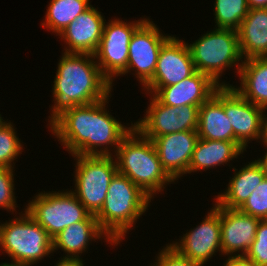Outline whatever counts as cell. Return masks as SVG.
Masks as SVG:
<instances>
[{"label":"cell","instance_id":"e575fe53","mask_svg":"<svg viewBox=\"0 0 267 266\" xmlns=\"http://www.w3.org/2000/svg\"><path fill=\"white\" fill-rule=\"evenodd\" d=\"M260 144H263L265 146L266 152L265 155L263 154L262 157L258 158L257 161L265 168L267 171V139H262Z\"/></svg>","mask_w":267,"mask_h":266},{"label":"cell","instance_id":"603a6c76","mask_svg":"<svg viewBox=\"0 0 267 266\" xmlns=\"http://www.w3.org/2000/svg\"><path fill=\"white\" fill-rule=\"evenodd\" d=\"M243 150L231 141H215L199 138L188 168V174L228 165L243 154Z\"/></svg>","mask_w":267,"mask_h":266},{"label":"cell","instance_id":"1f68e13d","mask_svg":"<svg viewBox=\"0 0 267 266\" xmlns=\"http://www.w3.org/2000/svg\"><path fill=\"white\" fill-rule=\"evenodd\" d=\"M223 266H257L251 259L245 255L228 256Z\"/></svg>","mask_w":267,"mask_h":266},{"label":"cell","instance_id":"4316f807","mask_svg":"<svg viewBox=\"0 0 267 266\" xmlns=\"http://www.w3.org/2000/svg\"><path fill=\"white\" fill-rule=\"evenodd\" d=\"M14 127L8 119L0 126V167L14 168V161L23 152V142Z\"/></svg>","mask_w":267,"mask_h":266},{"label":"cell","instance_id":"7402d4cb","mask_svg":"<svg viewBox=\"0 0 267 266\" xmlns=\"http://www.w3.org/2000/svg\"><path fill=\"white\" fill-rule=\"evenodd\" d=\"M238 37L244 60L267 57V8L249 9Z\"/></svg>","mask_w":267,"mask_h":266},{"label":"cell","instance_id":"7a4b0ae2","mask_svg":"<svg viewBox=\"0 0 267 266\" xmlns=\"http://www.w3.org/2000/svg\"><path fill=\"white\" fill-rule=\"evenodd\" d=\"M57 65L50 108V125L65 110L105 99L113 90L102 75L94 55L63 52Z\"/></svg>","mask_w":267,"mask_h":266},{"label":"cell","instance_id":"30bf717a","mask_svg":"<svg viewBox=\"0 0 267 266\" xmlns=\"http://www.w3.org/2000/svg\"><path fill=\"white\" fill-rule=\"evenodd\" d=\"M150 97L143 119L134 122V128L143 137L153 140L169 133L197 131L199 106H169L162 104L154 95Z\"/></svg>","mask_w":267,"mask_h":266},{"label":"cell","instance_id":"484cf974","mask_svg":"<svg viewBox=\"0 0 267 266\" xmlns=\"http://www.w3.org/2000/svg\"><path fill=\"white\" fill-rule=\"evenodd\" d=\"M215 27L238 31L249 12L247 0H215Z\"/></svg>","mask_w":267,"mask_h":266},{"label":"cell","instance_id":"52a82bcc","mask_svg":"<svg viewBox=\"0 0 267 266\" xmlns=\"http://www.w3.org/2000/svg\"><path fill=\"white\" fill-rule=\"evenodd\" d=\"M71 156L76 160L75 189L71 191L91 214L96 215L103 207L111 179L118 172L116 160L114 156Z\"/></svg>","mask_w":267,"mask_h":266},{"label":"cell","instance_id":"277c9868","mask_svg":"<svg viewBox=\"0 0 267 266\" xmlns=\"http://www.w3.org/2000/svg\"><path fill=\"white\" fill-rule=\"evenodd\" d=\"M151 198L127 176L111 179L101 210L95 215L100 228L118 246L150 206Z\"/></svg>","mask_w":267,"mask_h":266},{"label":"cell","instance_id":"d590c367","mask_svg":"<svg viewBox=\"0 0 267 266\" xmlns=\"http://www.w3.org/2000/svg\"><path fill=\"white\" fill-rule=\"evenodd\" d=\"M263 139H267V114L266 110L263 112Z\"/></svg>","mask_w":267,"mask_h":266},{"label":"cell","instance_id":"2e32d148","mask_svg":"<svg viewBox=\"0 0 267 266\" xmlns=\"http://www.w3.org/2000/svg\"><path fill=\"white\" fill-rule=\"evenodd\" d=\"M219 87L209 76L195 71L191 76L174 85L142 88L145 94L154 95L164 105L200 107Z\"/></svg>","mask_w":267,"mask_h":266},{"label":"cell","instance_id":"cb8c5ba5","mask_svg":"<svg viewBox=\"0 0 267 266\" xmlns=\"http://www.w3.org/2000/svg\"><path fill=\"white\" fill-rule=\"evenodd\" d=\"M238 77L240 85L232 87L246 100L267 111V57L245 59Z\"/></svg>","mask_w":267,"mask_h":266},{"label":"cell","instance_id":"d6986e66","mask_svg":"<svg viewBox=\"0 0 267 266\" xmlns=\"http://www.w3.org/2000/svg\"><path fill=\"white\" fill-rule=\"evenodd\" d=\"M97 239H104L108 244L117 246L100 228L95 215L90 214L84 221L66 227L53 238V252L61 249L65 253L62 258L82 259L81 254L87 252L90 243Z\"/></svg>","mask_w":267,"mask_h":266},{"label":"cell","instance_id":"9c48e42d","mask_svg":"<svg viewBox=\"0 0 267 266\" xmlns=\"http://www.w3.org/2000/svg\"><path fill=\"white\" fill-rule=\"evenodd\" d=\"M146 19L147 17H140L128 23L115 17L105 22L94 57L102 75L112 86H114L115 77L122 76L126 71L132 35Z\"/></svg>","mask_w":267,"mask_h":266},{"label":"cell","instance_id":"9a60e30c","mask_svg":"<svg viewBox=\"0 0 267 266\" xmlns=\"http://www.w3.org/2000/svg\"><path fill=\"white\" fill-rule=\"evenodd\" d=\"M220 211L221 250L224 256L245 255L255 239L261 219L213 204ZM237 253V254H236Z\"/></svg>","mask_w":267,"mask_h":266},{"label":"cell","instance_id":"ac0fdd59","mask_svg":"<svg viewBox=\"0 0 267 266\" xmlns=\"http://www.w3.org/2000/svg\"><path fill=\"white\" fill-rule=\"evenodd\" d=\"M106 19L92 5L74 19L58 36L65 42V53L94 55L98 49Z\"/></svg>","mask_w":267,"mask_h":266},{"label":"cell","instance_id":"ba28073f","mask_svg":"<svg viewBox=\"0 0 267 266\" xmlns=\"http://www.w3.org/2000/svg\"><path fill=\"white\" fill-rule=\"evenodd\" d=\"M26 204V212L53 239L70 225L84 221L91 213L68 189L38 192Z\"/></svg>","mask_w":267,"mask_h":266},{"label":"cell","instance_id":"74e56055","mask_svg":"<svg viewBox=\"0 0 267 266\" xmlns=\"http://www.w3.org/2000/svg\"><path fill=\"white\" fill-rule=\"evenodd\" d=\"M2 115L0 114V126L5 122V120L3 119L4 117H1Z\"/></svg>","mask_w":267,"mask_h":266},{"label":"cell","instance_id":"8fae6325","mask_svg":"<svg viewBox=\"0 0 267 266\" xmlns=\"http://www.w3.org/2000/svg\"><path fill=\"white\" fill-rule=\"evenodd\" d=\"M159 27L147 18L133 33L129 44L127 69L122 74L134 71V77L144 87L154 75L162 45L171 37L162 34Z\"/></svg>","mask_w":267,"mask_h":266},{"label":"cell","instance_id":"83f0119b","mask_svg":"<svg viewBox=\"0 0 267 266\" xmlns=\"http://www.w3.org/2000/svg\"><path fill=\"white\" fill-rule=\"evenodd\" d=\"M239 210L261 220L267 219V176Z\"/></svg>","mask_w":267,"mask_h":266},{"label":"cell","instance_id":"4fadbf2b","mask_svg":"<svg viewBox=\"0 0 267 266\" xmlns=\"http://www.w3.org/2000/svg\"><path fill=\"white\" fill-rule=\"evenodd\" d=\"M224 112L233 127L236 144L244 152L252 140L263 139L264 109L246 100L232 86H224Z\"/></svg>","mask_w":267,"mask_h":266},{"label":"cell","instance_id":"4dcf8cb0","mask_svg":"<svg viewBox=\"0 0 267 266\" xmlns=\"http://www.w3.org/2000/svg\"><path fill=\"white\" fill-rule=\"evenodd\" d=\"M166 246V247H165ZM155 256L154 264L150 266H201L199 263L194 262L187 257L181 255L169 243Z\"/></svg>","mask_w":267,"mask_h":266},{"label":"cell","instance_id":"8d00e7d4","mask_svg":"<svg viewBox=\"0 0 267 266\" xmlns=\"http://www.w3.org/2000/svg\"><path fill=\"white\" fill-rule=\"evenodd\" d=\"M0 266H31V265H26L22 263H16V262H11V263H1Z\"/></svg>","mask_w":267,"mask_h":266},{"label":"cell","instance_id":"5b68a950","mask_svg":"<svg viewBox=\"0 0 267 266\" xmlns=\"http://www.w3.org/2000/svg\"><path fill=\"white\" fill-rule=\"evenodd\" d=\"M187 46L196 71L209 76L218 86H232L220 79L233 66L238 75L243 64L238 31L213 28L191 44L187 42Z\"/></svg>","mask_w":267,"mask_h":266},{"label":"cell","instance_id":"d6a6232c","mask_svg":"<svg viewBox=\"0 0 267 266\" xmlns=\"http://www.w3.org/2000/svg\"><path fill=\"white\" fill-rule=\"evenodd\" d=\"M83 262V259L60 257L58 262H56L55 266H84L85 263Z\"/></svg>","mask_w":267,"mask_h":266},{"label":"cell","instance_id":"f546056e","mask_svg":"<svg viewBox=\"0 0 267 266\" xmlns=\"http://www.w3.org/2000/svg\"><path fill=\"white\" fill-rule=\"evenodd\" d=\"M245 256L257 266H267V219L260 220L255 239Z\"/></svg>","mask_w":267,"mask_h":266},{"label":"cell","instance_id":"836d02e7","mask_svg":"<svg viewBox=\"0 0 267 266\" xmlns=\"http://www.w3.org/2000/svg\"><path fill=\"white\" fill-rule=\"evenodd\" d=\"M249 9L267 8V0H247Z\"/></svg>","mask_w":267,"mask_h":266},{"label":"cell","instance_id":"3957f363","mask_svg":"<svg viewBox=\"0 0 267 266\" xmlns=\"http://www.w3.org/2000/svg\"><path fill=\"white\" fill-rule=\"evenodd\" d=\"M118 173L127 176L152 200L175 181L164 170L152 140L135 128L122 140L114 155Z\"/></svg>","mask_w":267,"mask_h":266},{"label":"cell","instance_id":"5bb4252c","mask_svg":"<svg viewBox=\"0 0 267 266\" xmlns=\"http://www.w3.org/2000/svg\"><path fill=\"white\" fill-rule=\"evenodd\" d=\"M195 71L187 43L171 35L160 49L153 78L144 87L174 85Z\"/></svg>","mask_w":267,"mask_h":266},{"label":"cell","instance_id":"7c38bea8","mask_svg":"<svg viewBox=\"0 0 267 266\" xmlns=\"http://www.w3.org/2000/svg\"><path fill=\"white\" fill-rule=\"evenodd\" d=\"M181 255L204 266L221 250L220 211L213 205L205 218L194 229L169 243ZM216 252V253H215Z\"/></svg>","mask_w":267,"mask_h":266},{"label":"cell","instance_id":"f1b7e54d","mask_svg":"<svg viewBox=\"0 0 267 266\" xmlns=\"http://www.w3.org/2000/svg\"><path fill=\"white\" fill-rule=\"evenodd\" d=\"M14 168L0 167V209L7 210L9 212L16 211L18 207L16 203V196L14 190Z\"/></svg>","mask_w":267,"mask_h":266},{"label":"cell","instance_id":"44dd1931","mask_svg":"<svg viewBox=\"0 0 267 266\" xmlns=\"http://www.w3.org/2000/svg\"><path fill=\"white\" fill-rule=\"evenodd\" d=\"M197 134L206 140L236 143L233 127L224 112V86L200 106Z\"/></svg>","mask_w":267,"mask_h":266},{"label":"cell","instance_id":"8992f818","mask_svg":"<svg viewBox=\"0 0 267 266\" xmlns=\"http://www.w3.org/2000/svg\"><path fill=\"white\" fill-rule=\"evenodd\" d=\"M23 210L19 217L0 222V249L11 262L33 266L53 253V239Z\"/></svg>","mask_w":267,"mask_h":266},{"label":"cell","instance_id":"ffe728a7","mask_svg":"<svg viewBox=\"0 0 267 266\" xmlns=\"http://www.w3.org/2000/svg\"><path fill=\"white\" fill-rule=\"evenodd\" d=\"M235 172L226 190L215 196V202L224 208L239 209L267 176L265 168L255 159Z\"/></svg>","mask_w":267,"mask_h":266},{"label":"cell","instance_id":"6da1fadb","mask_svg":"<svg viewBox=\"0 0 267 266\" xmlns=\"http://www.w3.org/2000/svg\"><path fill=\"white\" fill-rule=\"evenodd\" d=\"M111 95L89 105L67 109L49 125L50 132L69 155L113 156L132 131V121L128 127L107 111Z\"/></svg>","mask_w":267,"mask_h":266},{"label":"cell","instance_id":"d4e9b609","mask_svg":"<svg viewBox=\"0 0 267 266\" xmlns=\"http://www.w3.org/2000/svg\"><path fill=\"white\" fill-rule=\"evenodd\" d=\"M90 0H50L41 26L58 36L74 19L86 11Z\"/></svg>","mask_w":267,"mask_h":266},{"label":"cell","instance_id":"e0dca14e","mask_svg":"<svg viewBox=\"0 0 267 266\" xmlns=\"http://www.w3.org/2000/svg\"><path fill=\"white\" fill-rule=\"evenodd\" d=\"M198 139L197 131H182L165 134L152 140L164 170L174 181L188 174Z\"/></svg>","mask_w":267,"mask_h":266}]
</instances>
